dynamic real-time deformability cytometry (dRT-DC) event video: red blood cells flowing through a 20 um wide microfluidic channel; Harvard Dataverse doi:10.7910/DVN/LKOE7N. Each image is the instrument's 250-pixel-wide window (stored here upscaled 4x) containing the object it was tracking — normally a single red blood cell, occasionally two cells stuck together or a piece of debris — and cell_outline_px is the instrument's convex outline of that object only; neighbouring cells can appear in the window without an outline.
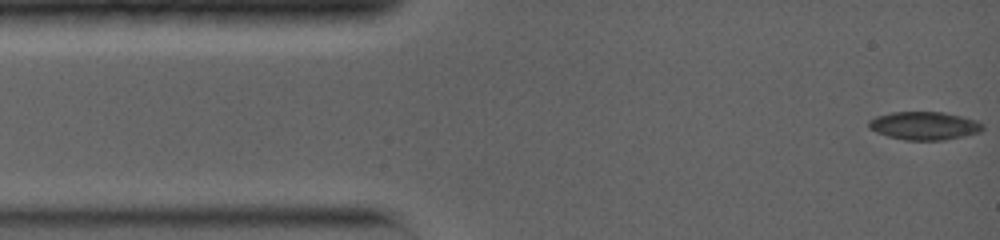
{"species": "common noctule bat (a hibernating species)", "species_latin": "Nyctalus noctula", "temperature_condition": "warm", "stored_images_in_passage": 52, "camera_frame_rate_fps": 5000, "um_per_image_px": 0.085, "animal": {"sex": "female", "body_mass_g": 19.0, "forearm_length_mm": 56.7}, "frame": {"image": 1, "passage_image": 1, "time_ms": 0.0, "image_size_px": [1000, 240], "cell_outline_px": [[984, 128], [980, 132], [944, 140], [904, 140], [888, 136], [876, 132], [868, 128], [868, 120], [876, 116], [892, 112], [944, 112], [976, 120], [984, 124]], "centroid_in_image_um": [78.55, 10.68], "position_along_channel_um": 6.5, "area_um2": 18.73}}
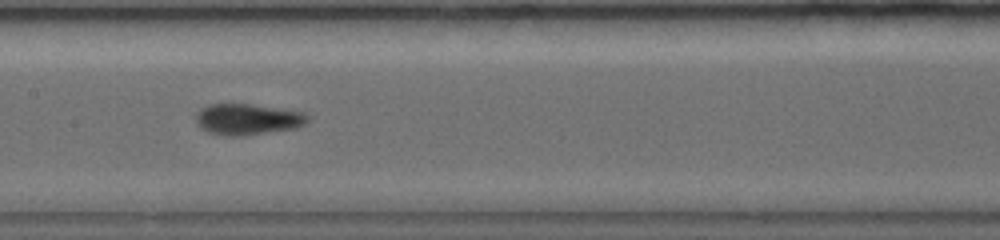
{"frame": {"image": 2, "passage_image": 20, "time_ms": 6.4, "image_size_px": [1000, 240], "cell_outline_px": [[308, 120], [304, 124], [296, 128], [244, 136], [228, 136], [208, 132], [200, 128], [196, 124], [196, 112], [200, 108], [208, 104], [252, 104], [304, 112], [308, 116]], "centroid_in_image_um": [21.01, 10.14], "position_along_channel_um": 186.4, "area_um2": 20.4}}
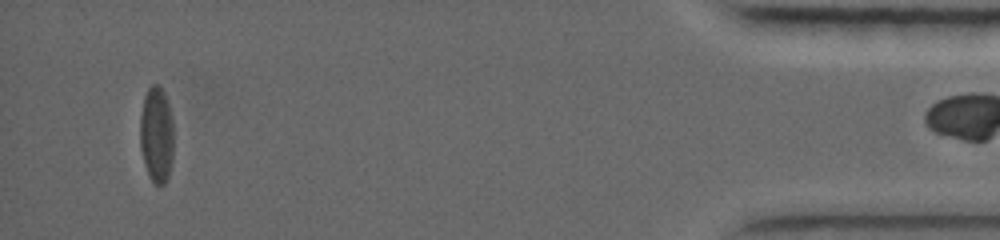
{"frame": {"image": 3, "passage_image": 51, "time_ms": 14.6, "image_size_px": [1000, 240], "cell_outline_px": [[172, 160], [168, 176], [164, 184], [156, 184], [152, 180], [144, 164], [140, 148], [140, 116], [144, 96], [148, 88], [152, 84], [160, 84], [164, 92], [168, 104], [172, 120]], "centroid_in_image_um": [13.28, 11.4], "position_along_channel_um": 421.9, "area_um2": 18.73}}